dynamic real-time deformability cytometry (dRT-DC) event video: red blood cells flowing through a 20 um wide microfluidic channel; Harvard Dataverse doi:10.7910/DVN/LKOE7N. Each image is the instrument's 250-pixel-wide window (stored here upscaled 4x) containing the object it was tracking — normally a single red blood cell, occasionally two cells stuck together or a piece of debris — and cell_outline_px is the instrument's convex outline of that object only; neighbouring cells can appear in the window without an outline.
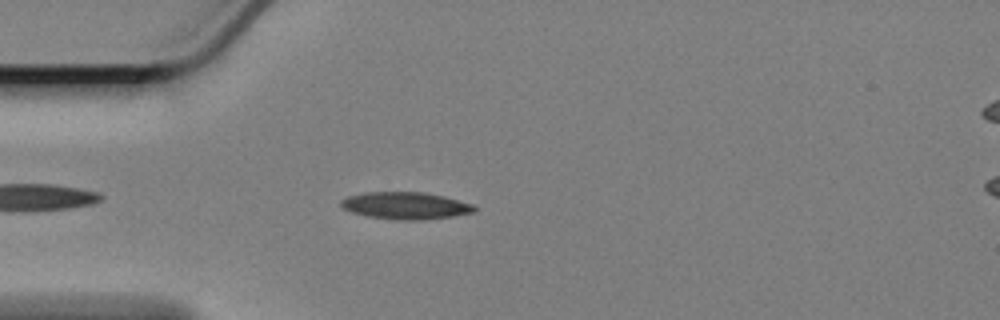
{"species": "Egyptian fruit bat (a non-hibernating species)", "species_latin": "Rousettus aegyptiacus", "temperature_condition": "cold", "stored_images_in_passage": 29, "camera_frame_rate_fps": 3000, "um_per_image_px": 0.085, "animal": {"sex": "female"}, "frame": {"image": 1, "passage_image": 6, "time_ms": 1.667, "image_size_px": [1000, 320], "cell_outline_px": [[476, 212], [452, 216], [420, 220], [396, 220], [368, 216], [352, 212], [344, 208], [340, 204], [340, 200], [348, 196], [364, 192], [424, 192], [444, 196], [472, 204], [476, 208]], "centroid_in_image_um": [34.47, 17.47], "position_along_channel_um": 50.5, "area_um2": 21.04}}
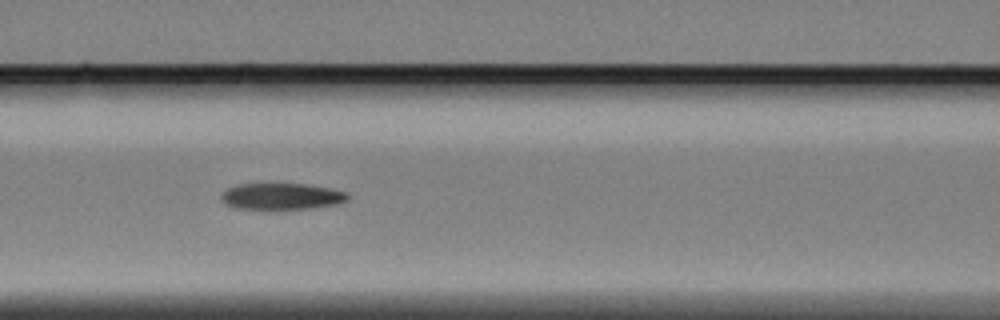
{"frame": {"image": 2, "passage_image": 15, "time_ms": 4.667, "image_size_px": [1000, 320], "cell_outline_px": [[348, 200], [336, 204], [312, 208], [264, 212], [236, 208], [224, 204], [220, 200], [220, 196], [228, 188], [236, 184], [304, 184], [328, 188], [348, 192]], "centroid_in_image_um": [23.86, 16.74], "position_along_channel_um": 142.7, "area_um2": 20.29}}
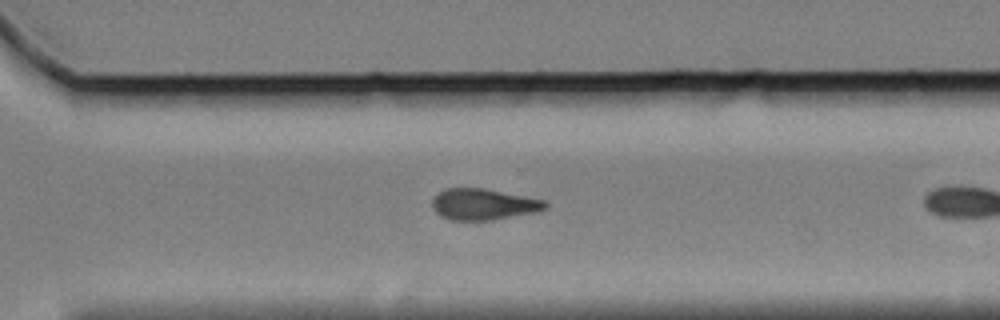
{"frame": {"image": 3, "passage_image": 28, "time_ms": 9.0, "image_size_px": [1000, 320], "cell_outline_px": [[548, 208], [536, 212], [492, 220], [448, 220], [440, 216], [436, 212], [432, 204], [432, 200], [436, 192], [444, 188], [484, 188], [548, 200]], "centroid_in_image_um": [41.11, 17.36], "position_along_channel_um": 329.5, "area_um2": 20.92}}